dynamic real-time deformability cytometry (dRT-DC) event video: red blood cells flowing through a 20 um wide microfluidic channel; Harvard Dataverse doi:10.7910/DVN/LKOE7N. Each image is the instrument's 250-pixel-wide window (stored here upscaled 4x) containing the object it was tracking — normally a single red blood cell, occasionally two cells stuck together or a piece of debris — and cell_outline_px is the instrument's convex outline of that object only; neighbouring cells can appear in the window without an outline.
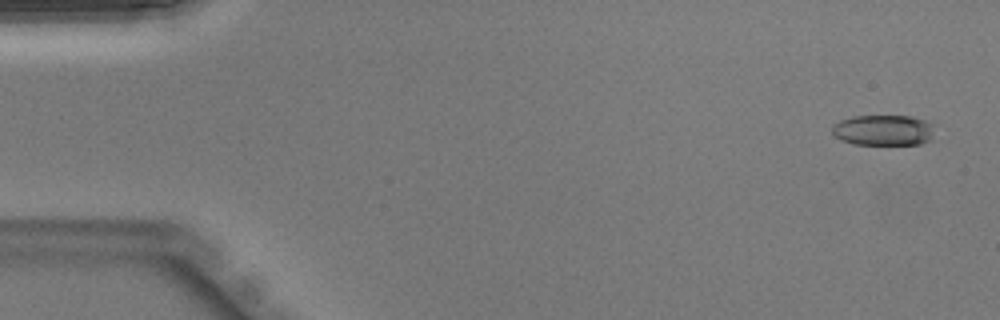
{"species": "Egyptian fruit bat (a non-hibernating species)", "species_latin": "Rousettus aegyptiacus", "temperature_condition": "warm", "stored_images_in_passage": 33, "camera_frame_rate_fps": 3000, "um_per_image_px": 0.085, "animal": {"sex": "male"}, "frame": {"image": 1, "passage_image": 2, "time_ms": 0.333, "image_size_px": [1000, 320], "cell_outline_px": [[920, 140], [912, 144], [864, 144], [848, 140], [848, 120], [868, 116], [900, 116], [912, 120], [916, 124]], "centroid_in_image_um": [75.05, 11.09], "position_along_channel_um": 9.9, "area_um2": 13.12}}
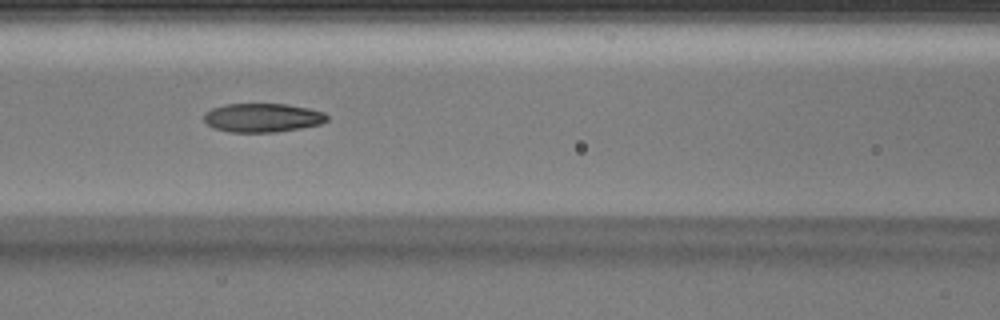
{"frame": {"image": 2, "passage_image": 19, "time_ms": 6.0, "image_size_px": [1000, 320], "cell_outline_px": [[324, 120], [312, 124], [288, 128], [224, 128], [212, 124], [208, 120], [208, 116], [212, 112], [220, 108], [236, 104], [276, 104], [300, 108], [316, 112], [324, 116]], "centroid_in_image_um": [22.36, 9.91], "position_along_channel_um": 144.2, "area_um2": 16.42}}
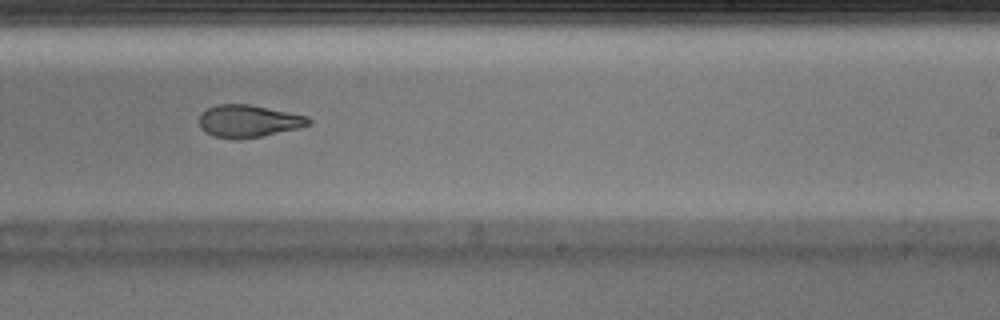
{"frame": {"image": 3, "passage_image": 27, "time_ms": 8.667, "image_size_px": [1000, 320], "cell_outline_px": [[308, 120], [304, 124], [256, 136], [220, 136], [204, 128], [204, 112], [212, 108], [260, 108], [300, 116]], "centroid_in_image_um": [21.12, 10.32], "position_along_channel_um": 267.9, "area_um2": 16.24}}